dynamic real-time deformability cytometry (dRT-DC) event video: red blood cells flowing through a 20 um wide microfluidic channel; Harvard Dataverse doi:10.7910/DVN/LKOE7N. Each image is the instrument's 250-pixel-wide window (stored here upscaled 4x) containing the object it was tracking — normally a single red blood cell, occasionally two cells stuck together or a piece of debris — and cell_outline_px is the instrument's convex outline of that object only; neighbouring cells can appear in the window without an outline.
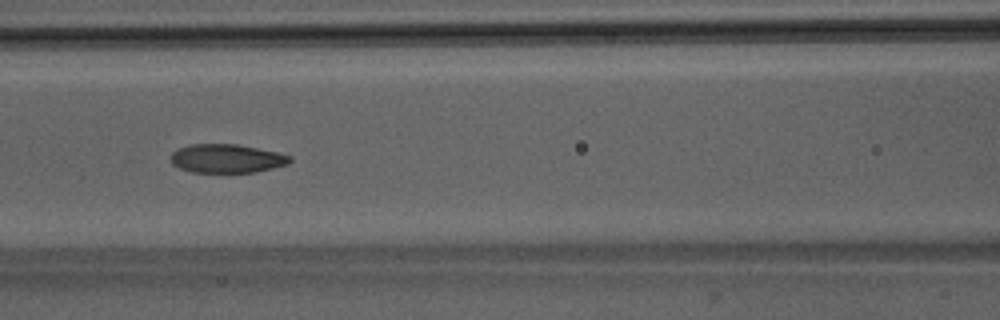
{"species": "Egyptian fruit bat (a non-hibernating species)", "species_latin": "Rousettus aegyptiacus", "temperature_condition": "room temperature", "stored_images_in_passage": 44, "camera_frame_rate_fps": 3000, "um_per_image_px": 0.085, "animal": {"sex": "male"}, "frame": {"image": 1, "passage_image": 15, "time_ms": 4.667, "image_size_px": [1000, 320], "cell_outline_px": [[292, 160], [288, 164], [256, 172], [192, 172], [180, 168], [172, 164], [172, 152], [176, 148], [188, 144], [236, 144], [276, 152], [292, 156]], "centroid_in_image_um": [19.26, 13.47], "position_along_channel_um": 147.3, "area_um2": 19.88}}
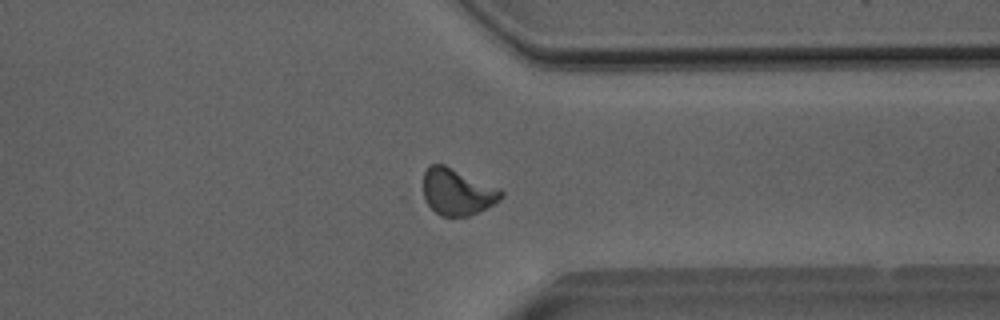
{"frame": {"image": 2, "passage_image": 32, "time_ms": 10.333, "image_size_px": [1000, 320], "cell_outline_px": [[504, 196], [500, 200], [468, 216], [440, 216], [420, 200], [416, 196], [424, 172], [432, 164], [444, 164], [500, 188], [504, 192]], "centroid_in_image_um": [38.73, 16.3], "position_along_channel_um": 372.7, "area_um2": 22.02}}
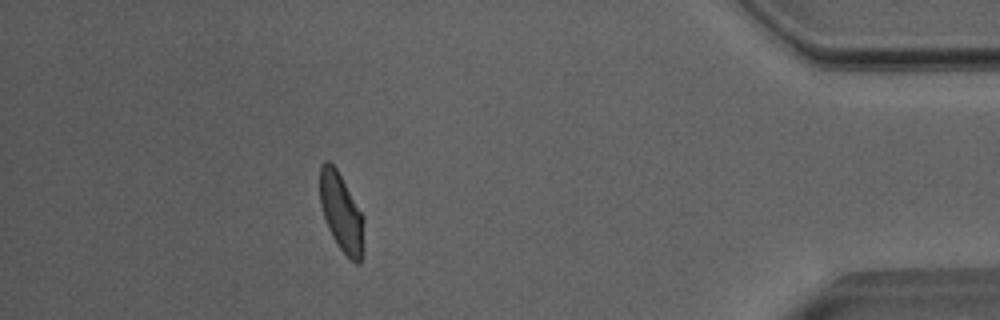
{"frame": {"image": 3, "passage_image": 38, "time_ms": 12.333, "image_size_px": [1000, 320], "cell_outline_px": [[364, 252], [360, 264], [356, 264], [340, 248], [332, 236], [328, 228], [320, 204], [320, 164], [324, 160], [328, 160], [336, 168], [364, 216]], "centroid_in_image_um": [29.04, 18.08], "position_along_channel_um": 406.2, "area_um2": 20.23}, "authors_computed_cell_mechanics": {"area_um2": 20.5479, "velocity_mm_per_s": 4.0164, "shape_relaxation_time_tau1_ms": 3.4871, "shape_relaxation_time_tau2_ms": 1.41, "deformation_change_tau1": 0.1213, "deformation_change_tau2": 0.0678}}